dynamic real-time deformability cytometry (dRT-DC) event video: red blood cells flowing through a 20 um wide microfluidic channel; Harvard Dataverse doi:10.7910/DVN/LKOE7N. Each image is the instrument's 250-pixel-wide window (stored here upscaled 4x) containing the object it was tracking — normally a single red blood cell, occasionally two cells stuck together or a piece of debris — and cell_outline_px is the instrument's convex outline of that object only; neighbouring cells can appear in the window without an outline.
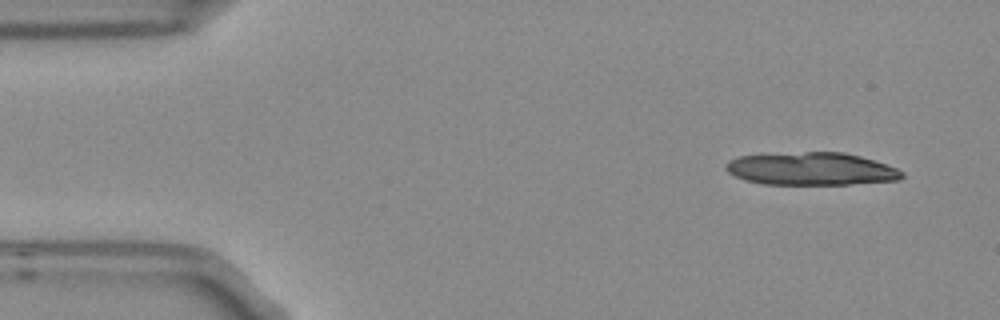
{"species": "Egyptian fruit bat (a non-hibernating species)", "species_latin": "Rousettus aegyptiacus", "temperature_condition": "room temperature", "stored_images_in_passage": 4, "camera_frame_rate_fps": 3000, "um_per_image_px": 0.085, "frame": {"image": 1, "passage_image": 1, "time_ms": 0.0, "image_size_px": [1000, 320], "cell_outline_px": [[904, 176], [900, 180], [848, 184], [764, 184], [744, 180], [728, 172], [724, 168], [724, 164], [728, 160], [740, 156], [804, 152], [844, 152], [860, 156], [896, 168], [904, 172]], "centroid_in_image_um": [68.94, 14.35], "position_along_channel_um": 16.1, "area_um2": 33.47}}